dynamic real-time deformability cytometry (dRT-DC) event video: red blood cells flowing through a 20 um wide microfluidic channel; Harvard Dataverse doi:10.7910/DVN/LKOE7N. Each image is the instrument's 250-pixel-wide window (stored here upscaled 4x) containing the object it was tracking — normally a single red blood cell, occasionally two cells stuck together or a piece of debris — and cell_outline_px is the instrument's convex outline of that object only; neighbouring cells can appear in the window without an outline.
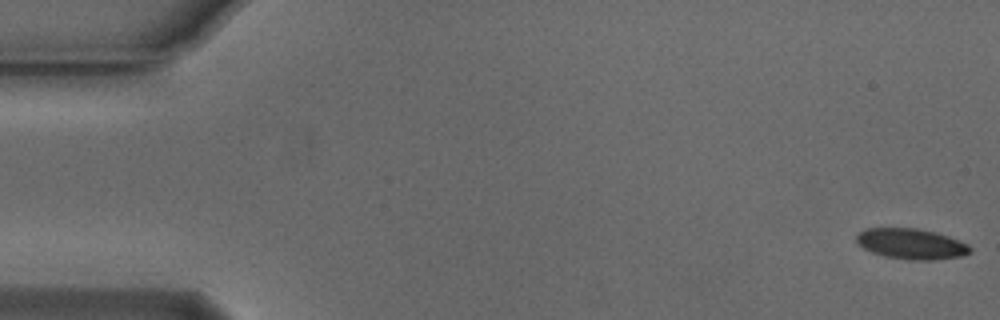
{"species": "Egyptian fruit bat (a non-hibernating species)", "species_latin": "Rousettus aegyptiacus", "temperature_condition": "cold", "stored_images_in_passage": 49, "camera_frame_rate_fps": 3000, "um_per_image_px": 0.085, "animal": {"sex": "male"}, "frame": {"image": 1, "passage_image": 1, "time_ms": 0.0, "image_size_px": [1000, 320], "cell_outline_px": [[972, 252], [964, 256], [936, 260], [908, 260], [884, 256], [872, 252], [856, 244], [856, 236], [864, 228], [916, 228], [948, 236], [968, 244], [972, 248]], "centroid_in_image_um": [77.46, 20.74], "position_along_channel_um": 7.5, "area_um2": 20.4}}
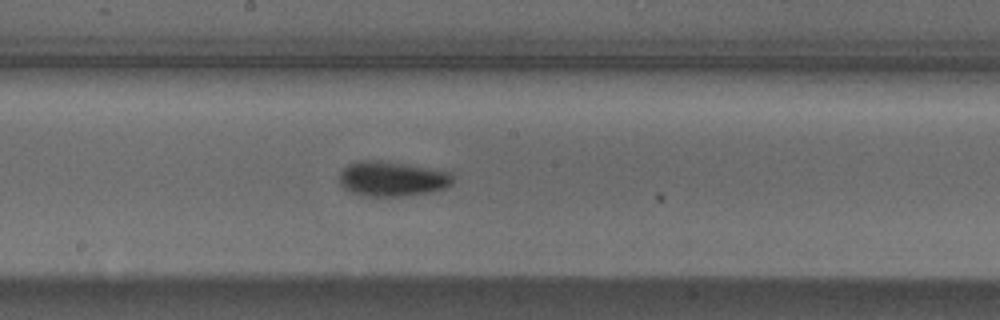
{"frame": {"image": 2, "passage_image": 29, "time_ms": 9.333, "image_size_px": [1000, 320], "cell_outline_px": [[452, 184], [448, 188], [432, 192], [408, 196], [360, 196], [344, 188], [340, 184], [340, 172], [348, 164], [356, 160], [380, 160], [408, 164], [432, 168], [452, 172]], "centroid_in_image_um": [33.36, 15.2], "position_along_channel_um": 214.8, "area_um2": 23.58}}
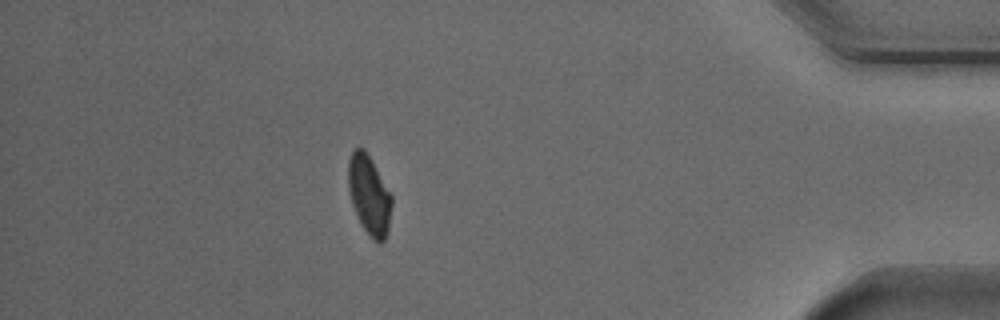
{"frame": {"image": 3, "passage_image": 48, "time_ms": 15.667, "image_size_px": [1000, 320], "cell_outline_px": [[392, 204], [388, 232], [384, 240], [380, 244], [372, 240], [364, 228], [352, 204], [348, 188], [348, 160], [352, 148], [364, 148], [372, 160], [392, 196]], "centroid_in_image_um": [31.38, 16.56], "position_along_channel_um": 403.8, "area_um2": 20.11}}